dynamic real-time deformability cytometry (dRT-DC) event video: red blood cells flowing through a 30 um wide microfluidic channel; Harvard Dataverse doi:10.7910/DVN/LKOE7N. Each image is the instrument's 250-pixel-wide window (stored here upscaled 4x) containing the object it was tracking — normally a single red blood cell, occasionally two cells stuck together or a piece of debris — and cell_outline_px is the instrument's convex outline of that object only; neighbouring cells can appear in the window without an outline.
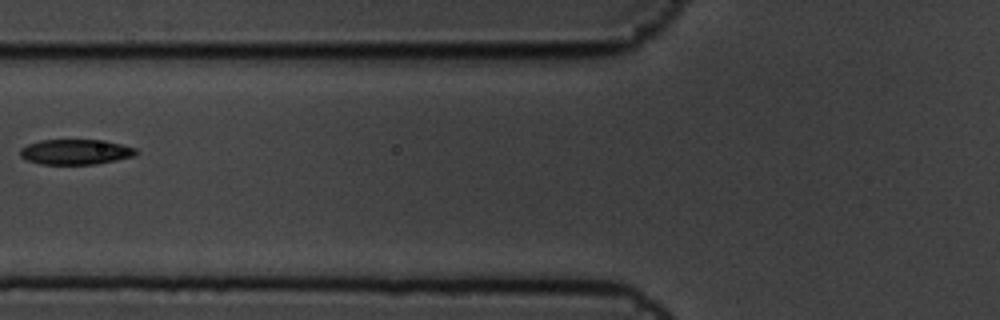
{"species": "common noctule bat (a hibernating species)", "species_latin": "Nyctalus noctula", "temperature_condition": "cold", "stored_images_in_passage": 7, "camera_frame_rate_fps": 3000, "um_per_image_px": 0.085, "animal": {"sex": "male", "body_mass_g": 19.5, "forearm_length_mm": 54.6}, "frame": {"image": 1, "passage_image": 7, "time_ms": 2.0, "image_size_px": [1000, 320], "cell_outline_px": [[140, 152], [136, 156], [96, 164], [40, 164], [28, 160], [20, 156], [20, 148], [28, 144], [40, 140], [96, 140], [120, 144], [136, 148]], "centroid_in_image_um": [6.44, 12.92], "position_along_channel_um": 119.4, "area_um2": 16.99}}